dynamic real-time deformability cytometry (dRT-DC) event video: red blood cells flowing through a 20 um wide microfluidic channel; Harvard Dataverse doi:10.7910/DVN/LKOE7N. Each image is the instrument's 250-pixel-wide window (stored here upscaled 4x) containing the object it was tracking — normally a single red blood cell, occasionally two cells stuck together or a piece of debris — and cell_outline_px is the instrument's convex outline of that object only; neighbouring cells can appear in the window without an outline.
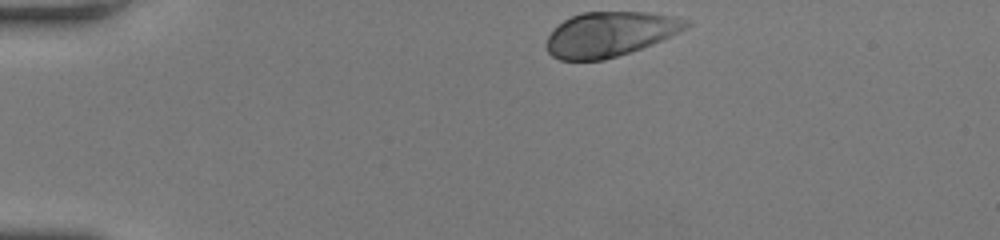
{"species": "human", "species_latin": "Homo sapiens", "temperature_condition": "room temperature", "stored_images_in_passage": 33, "camera_frame_rate_fps": 3000, "um_per_image_px": 0.085, "donor": {"sex": "female"}, "frame": {"image": 1, "passage_image": 1, "time_ms": 0.0, "image_size_px": [1000, 240], "cell_outline_px": [[692, 24], [688, 28], [652, 44], [604, 60], [560, 60], [552, 56], [548, 52], [544, 44], [548, 36], [564, 20], [580, 12], [648, 12], [672, 16], [692, 20]], "centroid_in_image_um": [51.86, 2.89], "position_along_channel_um": 33.1, "area_um2": 36.36}}
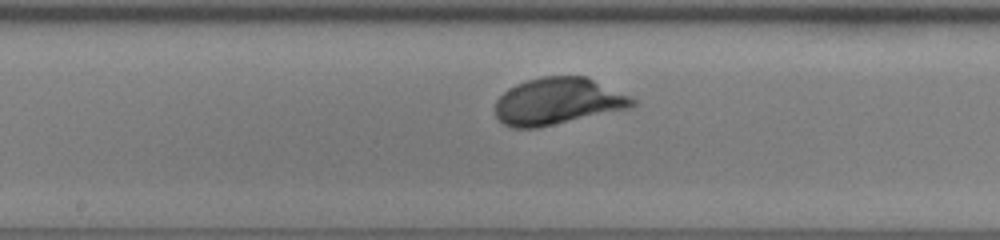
{"frame": {"image": 2, "passage_image": 18, "time_ms": 5.667, "image_size_px": [1000, 240], "cell_outline_px": [[636, 104], [632, 108], [536, 128], [512, 128], [504, 124], [496, 116], [496, 100], [508, 88], [516, 84], [540, 76], [588, 76], [632, 96], [636, 100]], "centroid_in_image_um": [47.47, 8.6], "position_along_channel_um": 200.7, "area_um2": 37.8}}
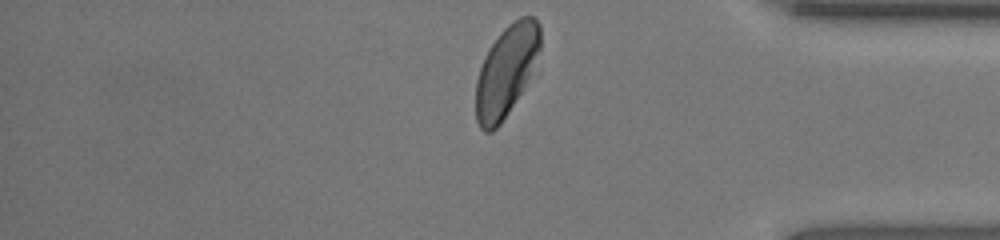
{"frame": {"image": 3, "passage_image": 33, "time_ms": 10.667, "image_size_px": [1000, 240], "cell_outline_px": [[540, 48], [528, 76], [520, 92], [508, 112], [500, 124], [492, 132], [484, 132], [480, 128], [476, 120], [476, 80], [480, 68], [492, 44], [500, 32], [508, 24], [520, 16], [532, 16], [540, 24]], "centroid_in_image_um": [43.0, 6.02], "position_along_channel_um": 392.2, "area_um2": 33.18}, "authors_computed_cell_mechanics": {"area_um2": 36.414, "velocity_mm_per_s": 4.1521, "shape_relaxation_time_tau1_ms": 1.8918, "shape_relaxation_time_tau2_ms": null, "deformation_change_tau1": 0.1532, "deformation_change_tau2": null}}